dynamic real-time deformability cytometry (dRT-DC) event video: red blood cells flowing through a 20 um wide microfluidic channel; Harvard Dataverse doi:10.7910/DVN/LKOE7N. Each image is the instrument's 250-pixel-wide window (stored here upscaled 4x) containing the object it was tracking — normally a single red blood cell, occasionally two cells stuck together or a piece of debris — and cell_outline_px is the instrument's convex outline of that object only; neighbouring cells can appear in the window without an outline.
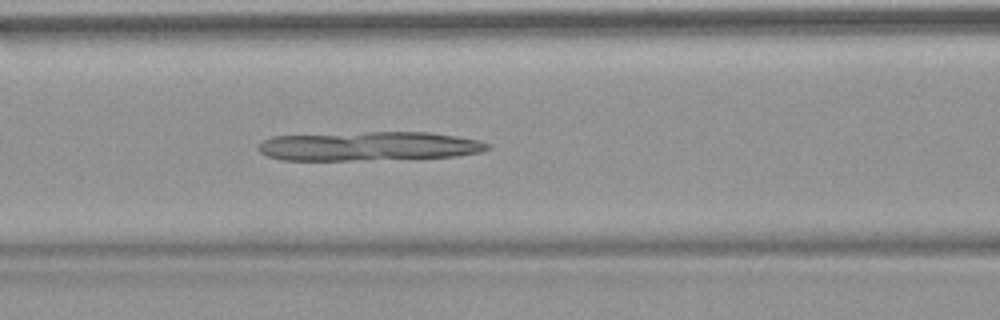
{"species": "common noctule bat (a hibernating species)", "species_latin": "Nyctalus noctula", "temperature_condition": "warm", "stored_images_in_passage": 52, "camera_frame_rate_fps": 3000, "um_per_image_px": 0.085, "animal": {"sex": "female", "body_mass_g": 18.4}, "frame": {"image": 1, "passage_image": 22, "time_ms": 7.0, "image_size_px": [1000, 320], "cell_outline_px": [[492, 148], [480, 152], [456, 156], [352, 160], [280, 160], [268, 156], [260, 152], [256, 148], [264, 140], [272, 136], [368, 132], [428, 132], [456, 136], [480, 140], [492, 144]], "centroid_in_image_um": [31.37, 12.42], "position_along_channel_um": 135.2, "area_um2": 38.78}}
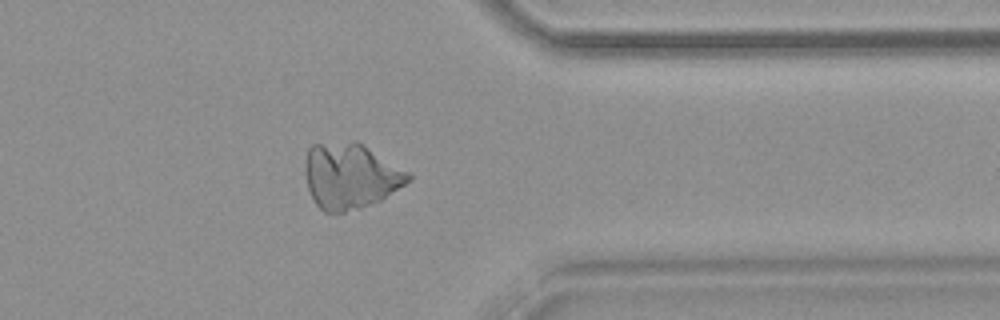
{"frame": {"image": 2, "passage_image": 42, "time_ms": 13.667, "image_size_px": [1000, 320], "cell_outline_px": [[412, 180], [380, 200], [360, 208], [344, 212], [324, 212], [316, 204], [308, 188], [304, 172], [304, 164], [308, 148], [312, 144], [352, 140], [356, 140], [408, 172], [412, 176]], "centroid_in_image_um": [29.75, 14.94], "position_along_channel_um": 381.7, "area_um2": 39.42}}
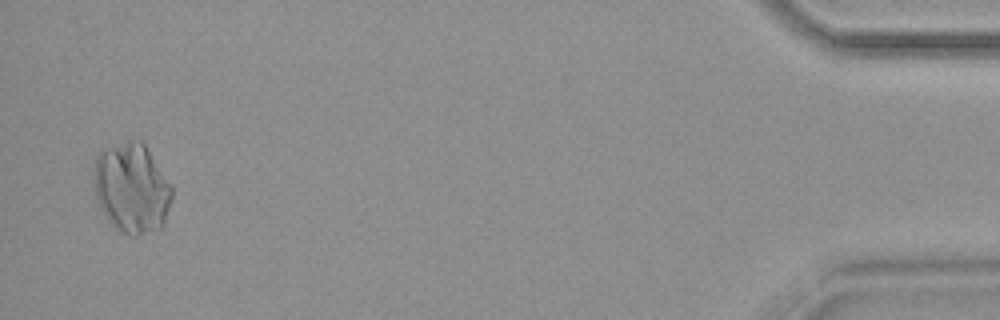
{"frame": {"image": 3, "passage_image": 51, "time_ms": 16.667, "image_size_px": [1000, 320], "cell_outline_px": [[172, 200], [164, 224], [160, 228], [140, 236], [132, 236], [120, 232], [112, 228], [100, 208], [96, 200], [92, 188], [92, 172], [96, 156], [100, 152], [108, 148], [128, 140], [140, 140], [144, 144], [172, 184]], "centroid_in_image_um": [11.17, 16.03], "position_along_channel_um": 424.0, "area_um2": 41.85}}